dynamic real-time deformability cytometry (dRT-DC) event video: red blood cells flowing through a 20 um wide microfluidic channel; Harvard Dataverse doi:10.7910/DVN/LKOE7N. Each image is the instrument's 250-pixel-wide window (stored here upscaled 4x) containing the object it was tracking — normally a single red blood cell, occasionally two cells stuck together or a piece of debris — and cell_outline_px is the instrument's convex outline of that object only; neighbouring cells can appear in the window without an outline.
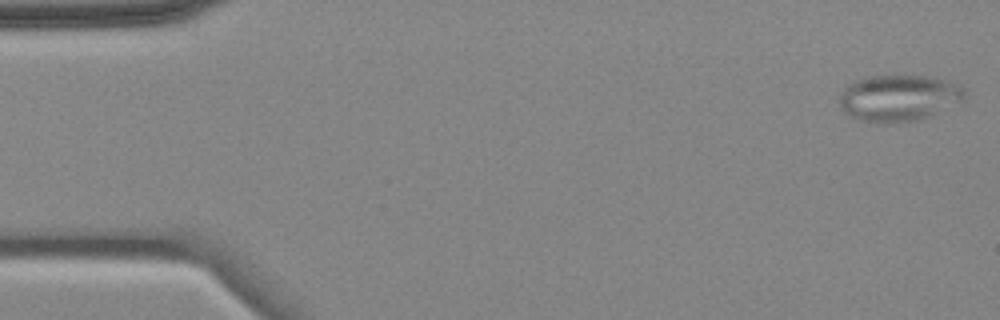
{"species": "common noctule bat (a hibernating species)", "species_latin": "Nyctalus noctula", "temperature_condition": "cold", "stored_images_in_passage": 4, "camera_frame_rate_fps": 3000, "um_per_image_px": 0.085, "animal": {"sex": "female", "body_mass_g": 18.4}, "frame": {"image": 1, "passage_image": 1, "time_ms": 0.0, "image_size_px": [1000, 320], "cell_outline_px": [[964, 100], [932, 116], [916, 120], [888, 124], [884, 124], [860, 120], [844, 112], [840, 108], [840, 96], [844, 88], [848, 84], [856, 80], [868, 76], [928, 76], [948, 80], [960, 84], [964, 88]], "centroid_in_image_um": [76.42, 8.33], "position_along_channel_um": 8.6, "area_um2": 34.16}}
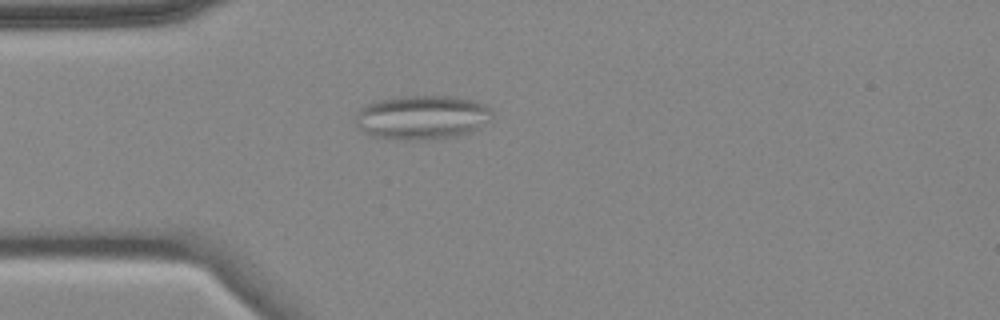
{"frame": {"image": 2, "passage_image": 4, "time_ms": 4.333, "image_size_px": [1000, 320], "cell_outline_px": [[492, 120], [480, 128], [472, 132], [460, 136], [424, 140], [388, 140], [372, 136], [356, 128], [352, 120], [356, 112], [364, 104], [376, 100], [400, 96], [452, 96], [472, 100], [484, 104], [492, 112]], "centroid_in_image_um": [35.81, 9.99], "position_along_channel_um": 49.2, "area_um2": 36.24}}